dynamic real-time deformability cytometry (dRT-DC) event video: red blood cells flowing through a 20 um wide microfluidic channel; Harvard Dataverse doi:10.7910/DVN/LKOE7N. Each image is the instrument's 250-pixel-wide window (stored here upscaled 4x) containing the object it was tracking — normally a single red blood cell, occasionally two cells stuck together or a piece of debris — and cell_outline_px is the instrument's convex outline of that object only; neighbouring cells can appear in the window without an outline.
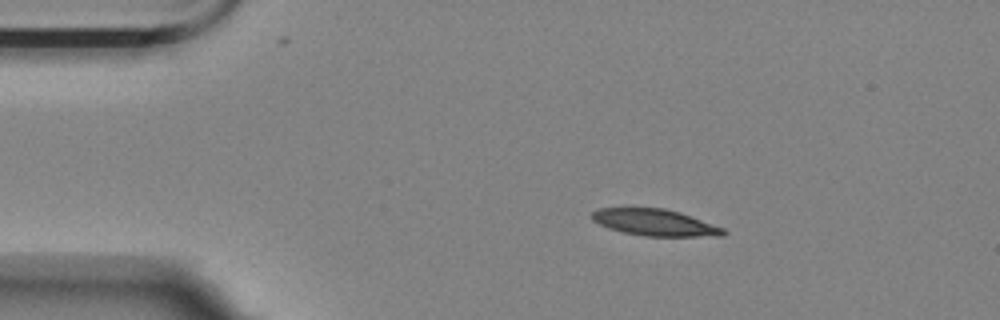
{"species": "Egyptian fruit bat (a non-hibernating species)", "species_latin": "Rousettus aegyptiacus", "temperature_condition": "room temperature", "stored_images_in_passage": 43, "camera_frame_rate_fps": 3000, "um_per_image_px": 0.085, "animal": {"sex": "female"}, "frame": {"image": 1, "passage_image": 1, "time_ms": 0.0, "image_size_px": [1000, 320], "cell_outline_px": [[728, 232], [724, 236], [644, 236], [624, 232], [608, 228], [592, 220], [592, 212], [600, 208], [664, 208], [680, 212], [724, 228]], "centroid_in_image_um": [55.7, 18.91], "position_along_channel_um": 29.3, "area_um2": 20.29}}
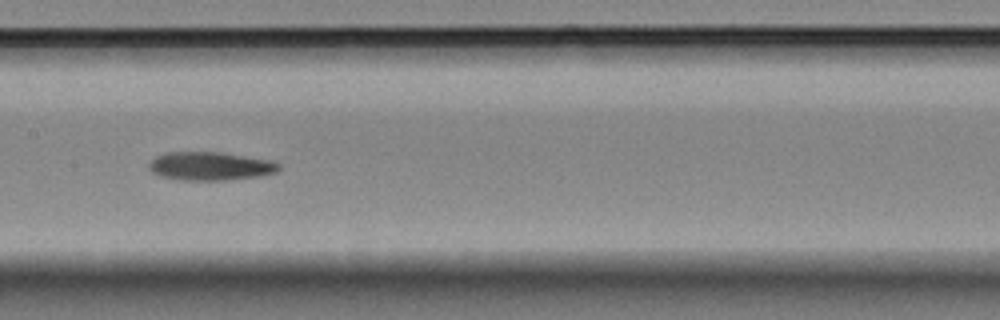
{"frame": {"image": 2, "passage_image": 19, "time_ms": 6.0, "image_size_px": [1000, 320], "cell_outline_px": [[280, 168], [276, 172], [260, 176], [228, 180], [180, 180], [160, 176], [152, 172], [148, 168], [148, 164], [156, 156], [164, 152], [220, 152], [268, 160], [280, 164]], "centroid_in_image_um": [17.83, 14.12], "position_along_channel_um": 189.6, "area_um2": 21.5}}
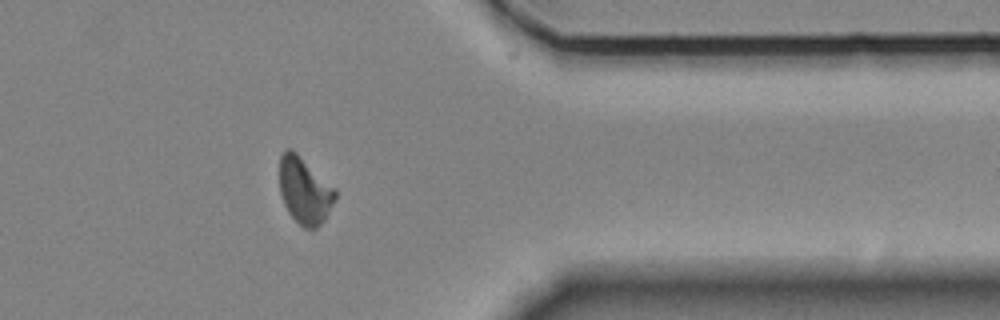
{"frame": {"image": 3, "passage_image": 37, "time_ms": 12.0, "image_size_px": [1000, 320], "cell_outline_px": [[336, 196], [324, 220], [316, 228], [304, 228], [288, 212], [284, 204], [280, 192], [280, 156], [288, 148], [292, 148], [336, 188]], "centroid_in_image_um": [25.89, 16.17], "position_along_channel_um": 385.5, "area_um2": 21.44}, "authors_computed_cell_mechanics": {"area_um2": 21.6172, "velocity_mm_per_s": 3.5111, "shape_relaxation_time_tau1_ms": 9.5581, "shape_relaxation_time_tau2_ms": null, "deformation_change_tau1": 0.2109, "deformation_change_tau2": null}}